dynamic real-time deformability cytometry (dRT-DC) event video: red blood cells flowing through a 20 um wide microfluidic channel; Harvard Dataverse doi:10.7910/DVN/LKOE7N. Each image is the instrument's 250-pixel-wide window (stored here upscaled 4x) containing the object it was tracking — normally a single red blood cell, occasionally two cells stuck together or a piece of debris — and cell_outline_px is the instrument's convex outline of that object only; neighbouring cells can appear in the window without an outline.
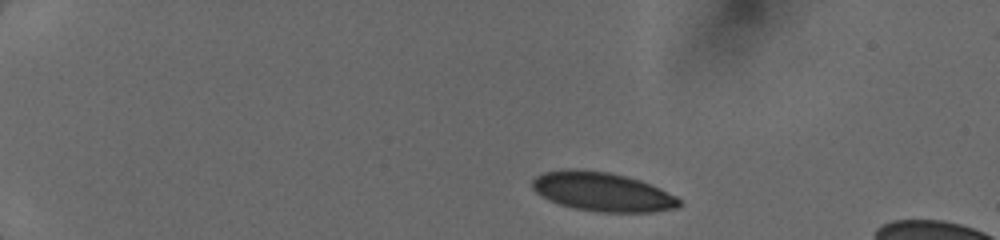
{"species": "human", "species_latin": "Homo sapiens", "temperature_condition": "cold", "stored_images_in_passage": 14, "camera_frame_rate_fps": 3000, "um_per_image_px": 0.085, "donor": {"sex": "female"}, "frame": {"image": 1, "passage_image": 1, "time_ms": 0.0, "image_size_px": [1000, 240], "cell_outline_px": [[684, 204], [676, 208], [652, 212], [600, 212], [572, 208], [548, 200], [536, 192], [532, 188], [532, 180], [536, 176], [544, 172], [564, 168], [576, 168], [608, 172], [640, 180], [660, 188], [676, 196]], "centroid_in_image_um": [51.19, 16.29], "position_along_channel_um": 33.8, "area_um2": 33.64}}
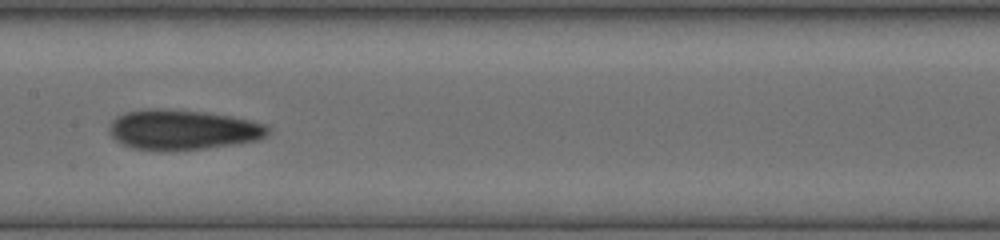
{"frame": {"image": 2, "passage_image": 7, "time_ms": 6.0, "image_size_px": [1000, 240], "cell_outline_px": [[272, 132], [260, 140], [236, 144], [172, 152], [160, 152], [132, 148], [120, 144], [108, 132], [108, 128], [112, 120], [116, 116], [124, 112], [148, 108], [168, 108], [204, 112], [232, 116], [252, 120], [268, 124], [272, 128]], "centroid_in_image_um": [15.55, 11.04], "position_along_channel_um": 191.9, "area_um2": 38.26}}
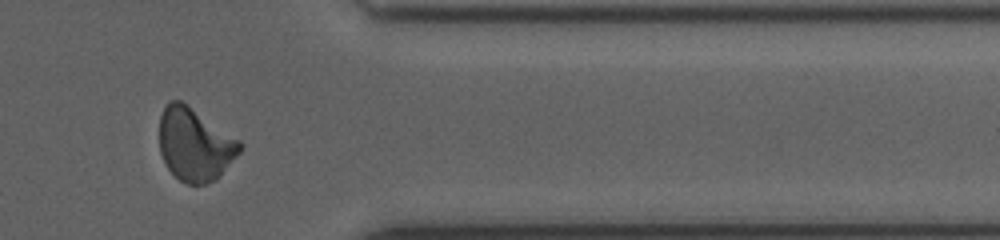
{"frame": {"image": 3, "passage_image": 12, "time_ms": 11.0, "image_size_px": [1000, 240], "cell_outline_px": [[244, 144], [240, 152], [220, 176], [216, 180], [204, 184], [188, 184], [180, 180], [168, 168], [160, 152], [160, 116], [164, 108], [172, 100], [180, 100], [188, 104], [240, 140]], "centroid_in_image_um": [16.59, 12.28], "position_along_channel_um": 394.8, "area_um2": 34.16}}